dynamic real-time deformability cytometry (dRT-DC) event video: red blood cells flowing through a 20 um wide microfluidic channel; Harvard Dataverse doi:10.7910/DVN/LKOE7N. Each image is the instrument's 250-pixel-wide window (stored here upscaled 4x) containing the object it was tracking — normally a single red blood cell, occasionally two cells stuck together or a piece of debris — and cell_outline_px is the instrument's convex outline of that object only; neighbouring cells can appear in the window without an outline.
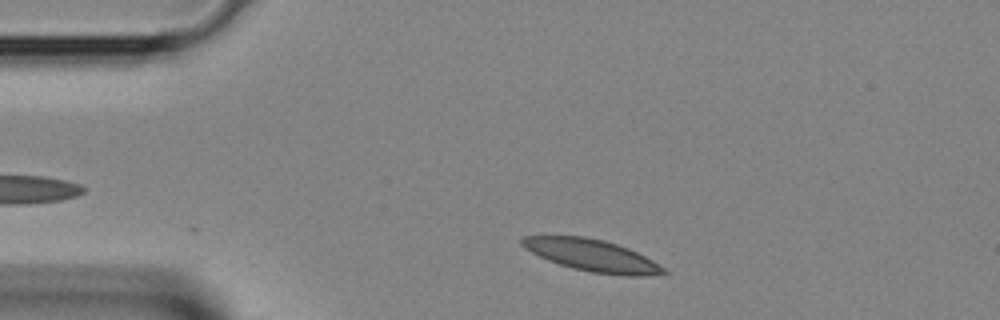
{"species": "Egyptian fruit bat (a non-hibernating species)", "species_latin": "Rousettus aegyptiacus", "temperature_condition": "room temperature", "stored_images_in_passage": 19, "camera_frame_rate_fps": 3000, "um_per_image_px": 0.085, "animal": {"sex": "female"}, "frame": {"image": 1, "passage_image": 3, "time_ms": 0.667, "image_size_px": [1000, 320], "cell_outline_px": [[668, 272], [644, 276], [624, 276], [592, 272], [572, 268], [548, 260], [524, 248], [520, 244], [520, 240], [524, 236], [584, 236], [604, 240], [628, 248], [652, 260], [664, 268]], "centroid_in_image_um": [50.3, 21.7], "position_along_channel_um": 34.7, "area_um2": 26.07}}
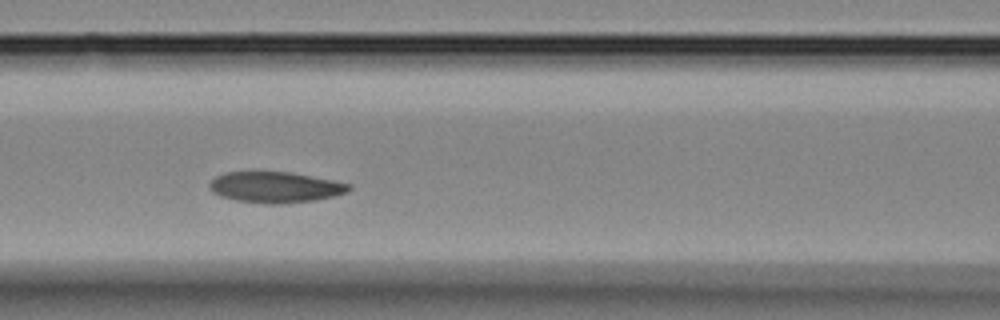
{"frame": {"image": 2, "passage_image": 12, "time_ms": 3.667, "image_size_px": [1000, 320], "cell_outline_px": [[352, 188], [348, 192], [316, 200], [280, 204], [268, 204], [236, 200], [220, 196], [212, 192], [208, 184], [216, 176], [224, 172], [292, 172], [352, 184]], "centroid_in_image_um": [23.41, 15.91], "position_along_channel_um": 143.2, "area_um2": 25.14}}
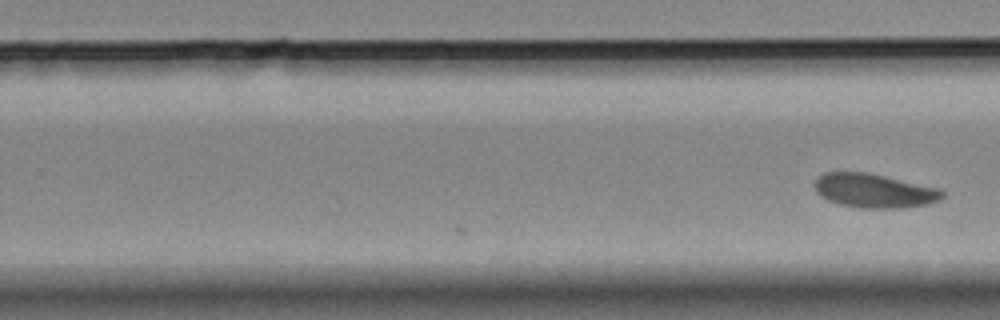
{"frame": {"image": 3, "passage_image": 19, "time_ms": 6.0, "image_size_px": [1000, 320], "cell_outline_px": [[944, 196], [940, 200], [928, 204], [900, 208], [860, 208], [840, 204], [828, 200], [820, 196], [816, 192], [816, 176], [824, 172], [868, 172], [940, 188], [944, 192]], "centroid_in_image_um": [74.31, 16.21], "position_along_channel_um": 255.5, "area_um2": 25.49}}